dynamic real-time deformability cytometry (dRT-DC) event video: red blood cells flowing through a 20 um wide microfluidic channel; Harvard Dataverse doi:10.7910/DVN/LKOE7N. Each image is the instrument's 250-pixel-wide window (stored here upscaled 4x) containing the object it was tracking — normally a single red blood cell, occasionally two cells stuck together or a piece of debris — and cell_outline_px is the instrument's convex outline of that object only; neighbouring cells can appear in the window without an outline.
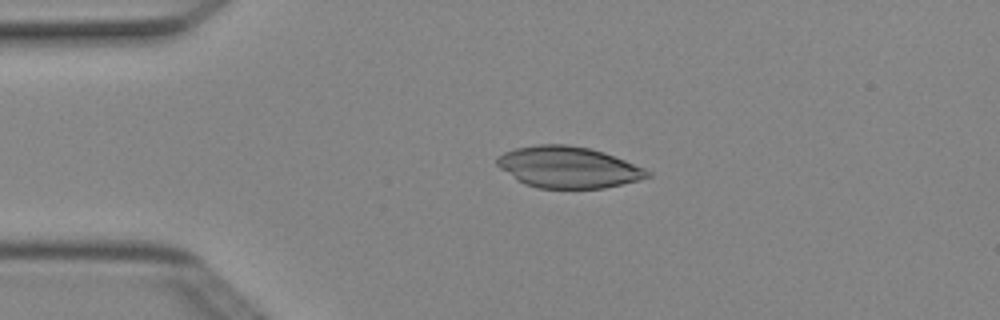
{"species": "Egyptian fruit bat (a non-hibernating species)", "species_latin": "Rousettus aegyptiacus", "temperature_condition": "cold", "stored_images_in_passage": 4, "camera_frame_rate_fps": 3000, "um_per_image_px": 0.085, "animal": {"sex": "female"}, "frame": {"image": 1, "passage_image": 2, "time_ms": 0.333, "image_size_px": [1000, 320], "cell_outline_px": [[652, 176], [604, 188], [540, 188], [524, 184], [516, 180], [500, 168], [496, 164], [496, 156], [504, 152], [516, 148], [536, 144], [568, 144], [588, 148], [604, 152], [644, 168], [652, 172]], "centroid_in_image_um": [48.26, 14.21], "position_along_channel_um": 36.7, "area_um2": 36.18}}
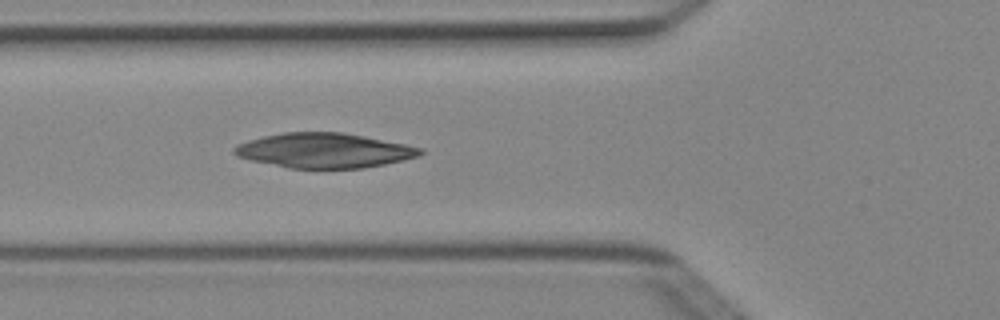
{"frame": {"image": 2, "passage_image": 4, "time_ms": 1.0, "image_size_px": [1000, 320], "cell_outline_px": [[424, 152], [420, 156], [404, 160], [364, 168], [288, 168], [248, 160], [236, 156], [232, 152], [232, 148], [236, 144], [248, 140], [264, 136], [284, 132], [344, 132], [424, 148]], "centroid_in_image_um": [27.52, 12.79], "position_along_channel_um": 98.3, "area_um2": 37.92}}